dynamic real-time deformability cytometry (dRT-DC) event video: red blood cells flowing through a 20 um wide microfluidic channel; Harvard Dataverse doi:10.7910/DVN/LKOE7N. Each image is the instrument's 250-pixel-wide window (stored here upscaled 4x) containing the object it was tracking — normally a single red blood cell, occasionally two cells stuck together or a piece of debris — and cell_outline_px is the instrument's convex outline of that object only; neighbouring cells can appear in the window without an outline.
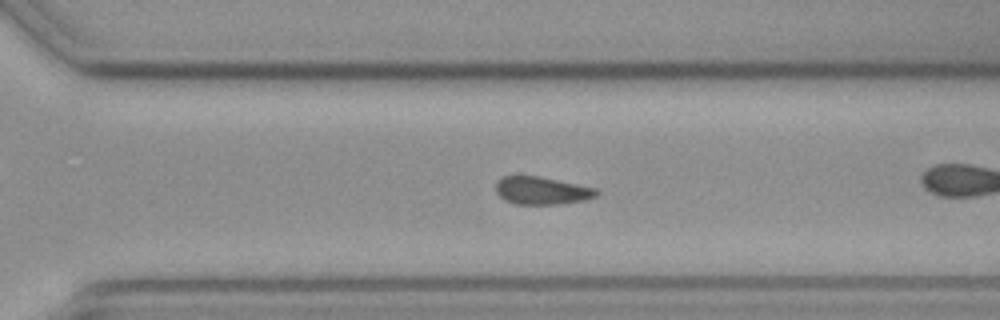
{"species": "common noctule bat (a hibernating species)", "species_latin": "Nyctalus noctula", "temperature_condition": "cold", "stored_images_in_passage": 55, "camera_frame_rate_fps": 3000, "um_per_image_px": 0.085, "animal": {"sex": "female", "body_mass_g": 19.3, "forearm_length_mm": 54.1}, "frame": {"image": 1, "passage_image": 39, "time_ms": 12.667, "image_size_px": [1000, 320], "cell_outline_px": [[600, 192], [596, 196], [584, 200], [560, 204], [516, 204], [504, 200], [496, 192], [496, 180], [500, 176], [540, 176], [596, 188]], "centroid_in_image_um": [46.03, 16.19], "position_along_channel_um": 324.6, "area_um2": 16.36}}